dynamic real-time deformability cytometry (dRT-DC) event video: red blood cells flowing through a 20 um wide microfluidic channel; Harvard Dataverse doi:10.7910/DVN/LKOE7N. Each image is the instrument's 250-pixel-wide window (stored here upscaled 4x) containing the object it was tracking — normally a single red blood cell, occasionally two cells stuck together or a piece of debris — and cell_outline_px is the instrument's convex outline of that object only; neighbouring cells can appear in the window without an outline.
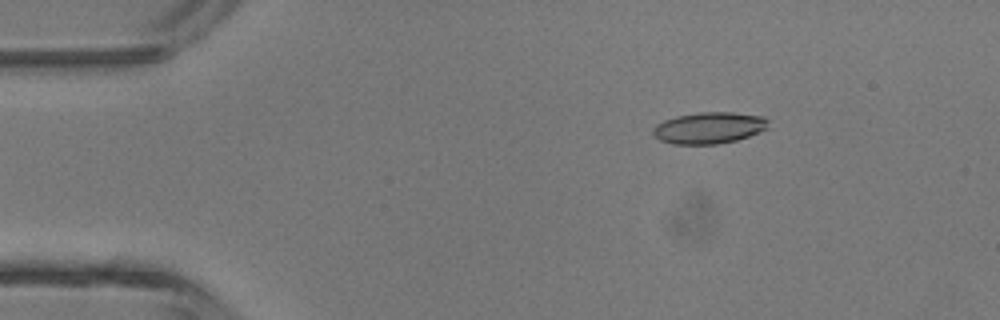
{"species": "common noctule bat (a hibernating species)", "species_latin": "Nyctalus noctula", "temperature_condition": "room temperature", "stored_images_in_passage": 3, "camera_frame_rate_fps": 3000, "um_per_image_px": 0.085, "animal": {"sex": "male", "body_mass_g": 13.3}, "frame": {"image": 1, "passage_image": 1, "time_ms": 0.0, "image_size_px": [1000, 320], "cell_outline_px": [[768, 128], [748, 136], [736, 140], [716, 144], [672, 144], [660, 140], [652, 132], [652, 128], [656, 124], [664, 120], [676, 116], [700, 112], [732, 112], [764, 116], [768, 120]], "centroid_in_image_um": [60.26, 10.86], "position_along_channel_um": 24.7, "area_um2": 21.15}}
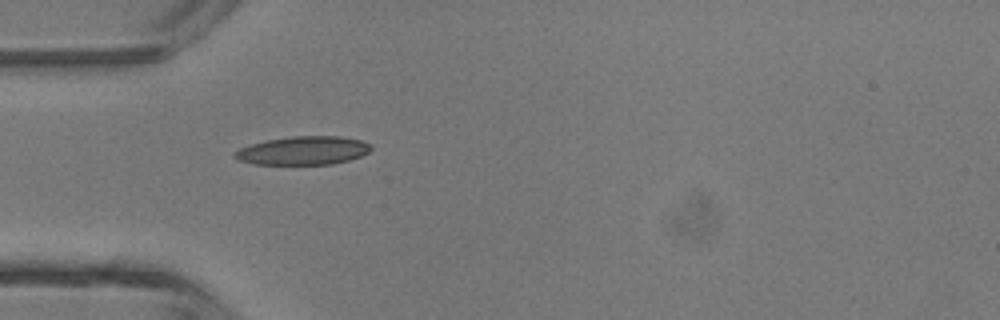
{"frame": {"image": 2, "passage_image": 3, "time_ms": 0.667, "image_size_px": [1000, 320], "cell_outline_px": [[372, 148], [368, 152], [360, 156], [348, 160], [332, 164], [256, 164], [236, 160], [232, 156], [240, 148], [252, 144], [268, 140], [292, 136], [340, 136], [360, 140], [372, 144]], "centroid_in_image_um": [25.78, 12.8], "position_along_channel_um": 59.2, "area_um2": 22.48}}